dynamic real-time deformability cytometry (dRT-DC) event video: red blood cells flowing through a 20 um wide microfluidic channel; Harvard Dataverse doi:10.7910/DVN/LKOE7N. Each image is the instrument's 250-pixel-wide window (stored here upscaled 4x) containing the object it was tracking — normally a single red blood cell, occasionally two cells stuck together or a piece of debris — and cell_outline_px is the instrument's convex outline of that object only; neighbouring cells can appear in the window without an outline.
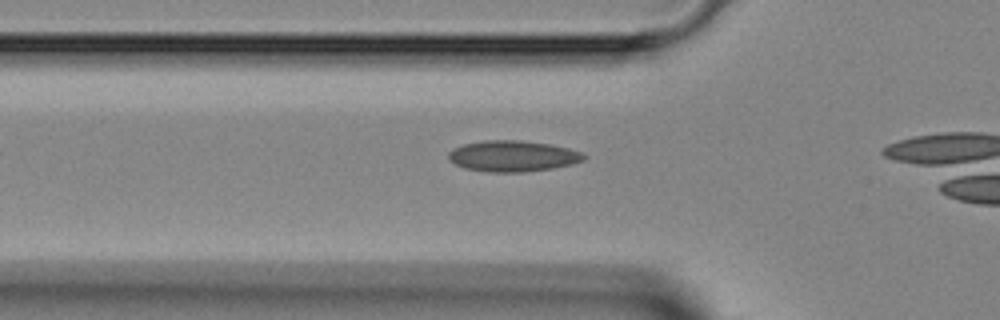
{"species": "Egyptian fruit bat (a non-hibernating species)", "species_latin": "Rousettus aegyptiacus", "temperature_condition": "room temperature", "stored_images_in_passage": 12, "camera_frame_rate_fps": 3000, "um_per_image_px": 0.085, "animal": {"sex": "female"}, "frame": {"image": 1, "passage_image": 10, "time_ms": 3.0, "image_size_px": [1000, 320], "cell_outline_px": [[588, 156], [584, 160], [572, 164], [552, 168], [520, 172], [492, 172], [464, 168], [448, 160], [448, 152], [452, 148], [464, 144], [484, 140], [520, 140], [548, 144], [568, 148], [584, 152]], "centroid_in_image_um": [43.59, 13.26], "position_along_channel_um": 82.2, "area_um2": 24.51}}